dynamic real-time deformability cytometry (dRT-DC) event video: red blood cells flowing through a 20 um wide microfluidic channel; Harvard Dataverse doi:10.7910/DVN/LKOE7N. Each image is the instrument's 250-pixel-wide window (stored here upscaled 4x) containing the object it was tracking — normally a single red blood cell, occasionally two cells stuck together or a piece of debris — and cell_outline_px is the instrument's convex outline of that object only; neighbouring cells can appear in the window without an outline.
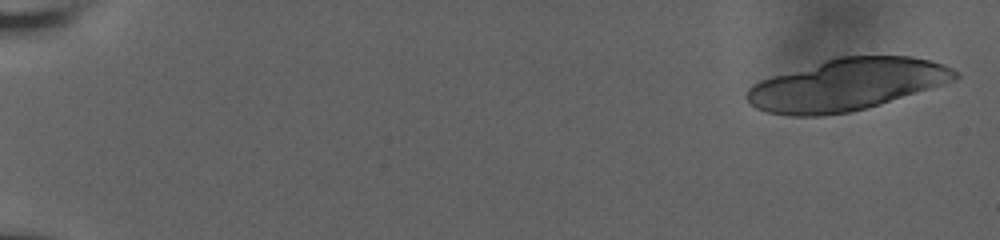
{"species": "human", "species_latin": "Homo sapiens", "temperature_condition": "room temperature", "stored_images_in_passage": 18, "camera_frame_rate_fps": 3000, "um_per_image_px": 0.085, "donor": {"sex": "male"}, "frame": {"image": 1, "passage_image": 1, "time_ms": 0.0, "image_size_px": [1000, 240], "cell_outline_px": [[960, 76], [956, 80], [944, 84], [880, 104], [848, 112], [820, 116], [792, 116], [768, 112], [756, 108], [748, 104], [744, 96], [748, 88], [752, 84], [760, 80], [772, 76], [840, 56], [912, 56], [944, 64], [960, 72]], "centroid_in_image_um": [71.97, 7.2], "position_along_channel_um": 13.0, "area_um2": 62.71}}